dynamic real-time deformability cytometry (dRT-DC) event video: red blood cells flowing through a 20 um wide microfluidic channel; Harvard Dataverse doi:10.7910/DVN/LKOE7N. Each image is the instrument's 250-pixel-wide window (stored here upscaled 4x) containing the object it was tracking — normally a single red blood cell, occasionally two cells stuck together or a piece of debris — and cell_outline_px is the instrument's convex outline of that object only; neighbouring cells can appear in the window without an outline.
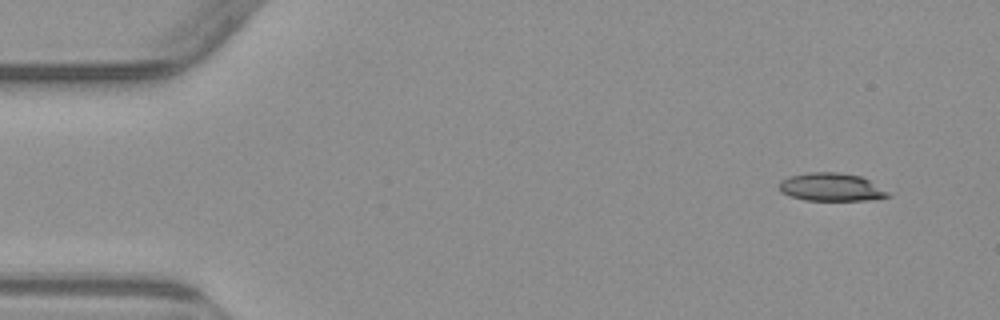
{"species": "common noctule bat (a hibernating species)", "species_latin": "Nyctalus noctula", "temperature_condition": "warm", "stored_images_in_passage": 4, "camera_frame_rate_fps": 3000, "um_per_image_px": 0.085, "animal": {"sex": "male", "body_mass_g": 23.1, "forearm_length_mm": 52.7}, "frame": {"image": 1, "passage_image": 1, "time_ms": 0.0, "image_size_px": [1000, 320], "cell_outline_px": [[892, 196], [876, 200], [804, 200], [788, 196], [780, 192], [780, 180], [788, 176], [808, 172], [836, 172], [860, 176], [868, 180], [888, 192]], "centroid_in_image_um": [70.63, 15.91], "position_along_channel_um": 14.4, "area_um2": 17.86}}